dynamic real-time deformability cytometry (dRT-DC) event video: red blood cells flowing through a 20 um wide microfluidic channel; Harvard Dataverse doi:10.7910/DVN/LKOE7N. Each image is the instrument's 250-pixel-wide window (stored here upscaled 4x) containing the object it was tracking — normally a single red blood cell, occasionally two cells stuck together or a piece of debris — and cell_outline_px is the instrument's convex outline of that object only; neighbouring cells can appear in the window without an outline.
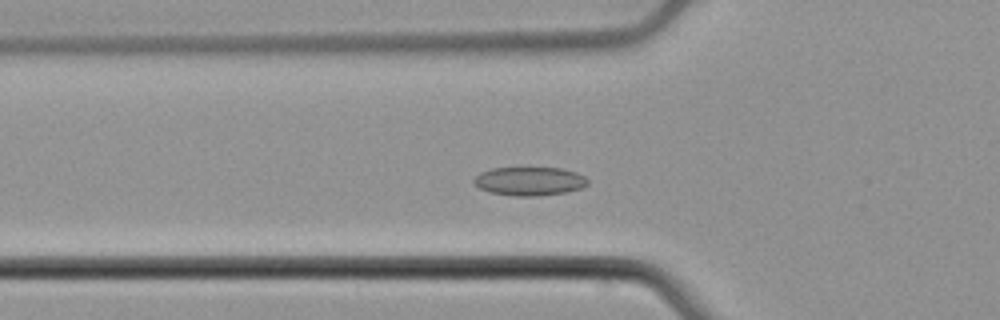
{"species": "common noctule bat (a hibernating species)", "species_latin": "Nyctalus noctula", "temperature_condition": "cold", "stored_images_in_passage": 42, "camera_frame_rate_fps": 3000, "um_per_image_px": 0.085, "animal": {"sex": "male", "body_mass_g": 21.5, "forearm_length_mm": 52.0}, "frame": {"image": 1, "passage_image": 16, "time_ms": 5.0, "image_size_px": [1000, 320], "cell_outline_px": [[588, 184], [580, 188], [568, 192], [540, 196], [516, 196], [492, 192], [480, 188], [472, 180], [480, 172], [492, 168], [560, 168], [576, 172], [584, 176], [588, 180]], "centroid_in_image_um": [45.03, 15.4], "position_along_channel_um": 80.8, "area_um2": 18.9}}
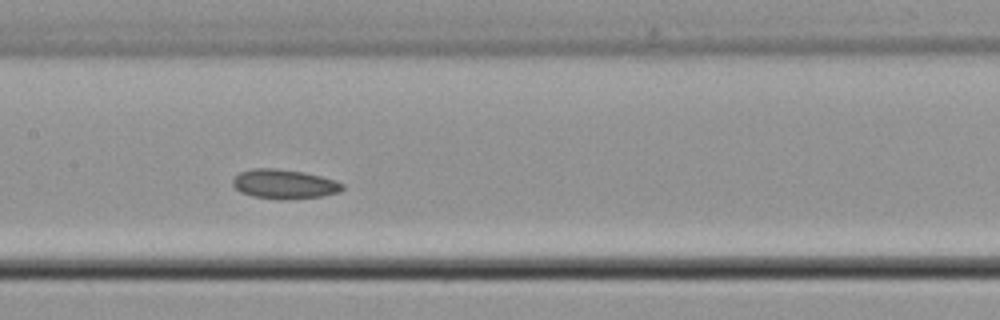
{"frame": {"image": 2, "passage_image": 24, "time_ms": 7.667, "image_size_px": [1000, 320], "cell_outline_px": [[344, 188], [340, 192], [324, 196], [284, 200], [280, 200], [252, 196], [240, 192], [232, 184], [232, 180], [240, 172], [252, 168], [276, 168], [304, 172], [320, 176], [344, 184]], "centroid_in_image_um": [24.15, 15.65], "position_along_channel_um": 183.2, "area_um2": 18.9}}
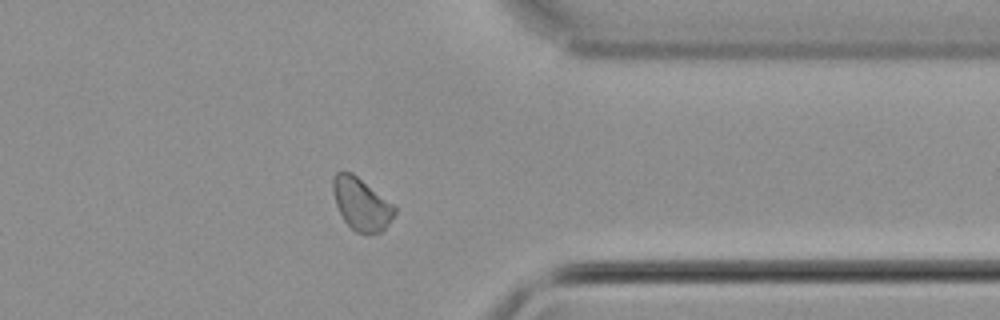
{"frame": {"image": 3, "passage_image": 40, "time_ms": 13.0, "image_size_px": [1000, 320], "cell_outline_px": [[396, 212], [388, 224], [380, 232], [356, 232], [344, 220], [336, 204], [332, 192], [332, 180], [336, 172], [352, 172], [392, 204], [396, 208]], "centroid_in_image_um": [30.68, 17.32], "position_along_channel_um": 380.7, "area_um2": 18.32}, "authors_computed_cell_mechanics": {"area_um2": 18.8428, "velocity_mm_per_s": 3.8582, "shape_relaxation_time_tau1_ms": 7.088, "shape_relaxation_time_tau2_ms": 2.7424, "deformation_change_tau1": 0.0476, "deformation_change_tau2": 0.0587}}